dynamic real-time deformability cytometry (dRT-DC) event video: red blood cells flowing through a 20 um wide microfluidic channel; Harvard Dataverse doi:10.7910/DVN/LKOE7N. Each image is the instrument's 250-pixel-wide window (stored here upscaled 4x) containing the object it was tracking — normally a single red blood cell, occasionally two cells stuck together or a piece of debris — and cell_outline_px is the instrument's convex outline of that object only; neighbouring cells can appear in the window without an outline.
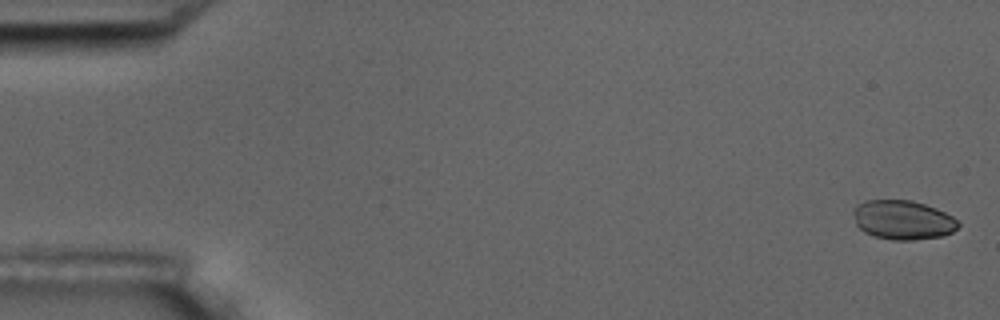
{"species": "common noctule bat (a hibernating species)", "species_latin": "Nyctalus noctula", "temperature_condition": "room temperature", "stored_images_in_passage": 6, "camera_frame_rate_fps": 3000, "um_per_image_px": 0.085, "animal": {"sex": "male", "body_mass_g": 17.5, "forearm_length_mm": 52.3}, "frame": {"image": 1, "passage_image": 1, "time_ms": 0.0, "image_size_px": [1000, 320], "cell_outline_px": [[960, 224], [952, 232], [940, 236], [912, 240], [892, 240], [876, 236], [864, 232], [856, 224], [852, 212], [856, 204], [864, 200], [912, 200], [936, 208], [952, 216]], "centroid_in_image_um": [76.71, 18.68], "position_along_channel_um": 8.3, "area_um2": 23.93}}
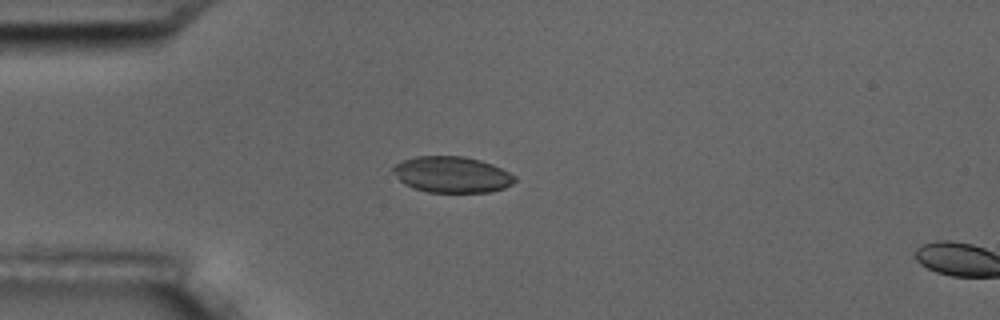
{"frame": {"image": 2, "passage_image": 5, "time_ms": 4.667, "image_size_px": [1000, 320], "cell_outline_px": [[516, 180], [512, 184], [504, 188], [488, 192], [428, 192], [412, 188], [404, 184], [392, 172], [392, 168], [396, 164], [404, 160], [416, 156], [464, 156], [480, 160], [492, 164], [516, 176]], "centroid_in_image_um": [38.4, 14.84], "position_along_channel_um": 46.6, "area_um2": 25.61}}